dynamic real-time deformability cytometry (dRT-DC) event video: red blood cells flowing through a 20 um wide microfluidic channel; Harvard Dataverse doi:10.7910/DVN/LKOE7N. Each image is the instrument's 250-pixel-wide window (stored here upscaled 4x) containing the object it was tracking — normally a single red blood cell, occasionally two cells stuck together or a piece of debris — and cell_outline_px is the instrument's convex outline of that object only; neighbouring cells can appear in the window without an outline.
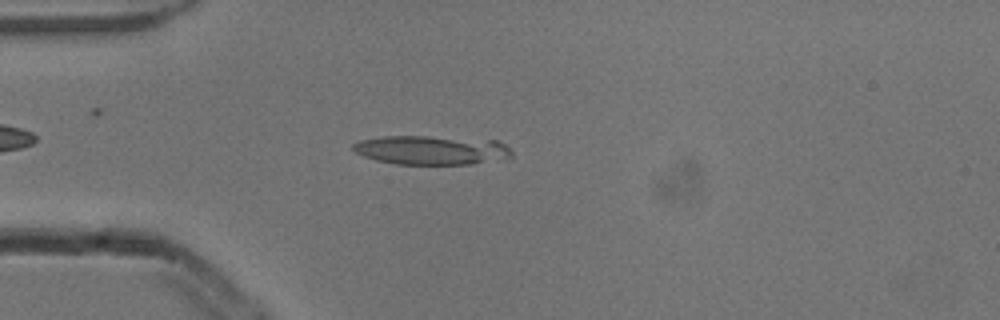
{"species": "common noctule bat (a hibernating species)", "species_latin": "Nyctalus noctula", "temperature_condition": "cold", "stored_images_in_passage": 4, "camera_frame_rate_fps": 3000, "um_per_image_px": 0.085, "animal": {"sex": "male", "body_mass_g": 13.3}, "frame": {"image": 1, "passage_image": 4, "time_ms": 1.0, "image_size_px": [1000, 320], "cell_outline_px": [[512, 156], [508, 160], [468, 164], [396, 164], [376, 160], [364, 156], [356, 152], [352, 148], [352, 144], [360, 140], [384, 136], [428, 136], [496, 140], [504, 144], [512, 152]], "centroid_in_image_um": [36.73, 12.76], "position_along_channel_um": 48.3, "area_um2": 27.11}}